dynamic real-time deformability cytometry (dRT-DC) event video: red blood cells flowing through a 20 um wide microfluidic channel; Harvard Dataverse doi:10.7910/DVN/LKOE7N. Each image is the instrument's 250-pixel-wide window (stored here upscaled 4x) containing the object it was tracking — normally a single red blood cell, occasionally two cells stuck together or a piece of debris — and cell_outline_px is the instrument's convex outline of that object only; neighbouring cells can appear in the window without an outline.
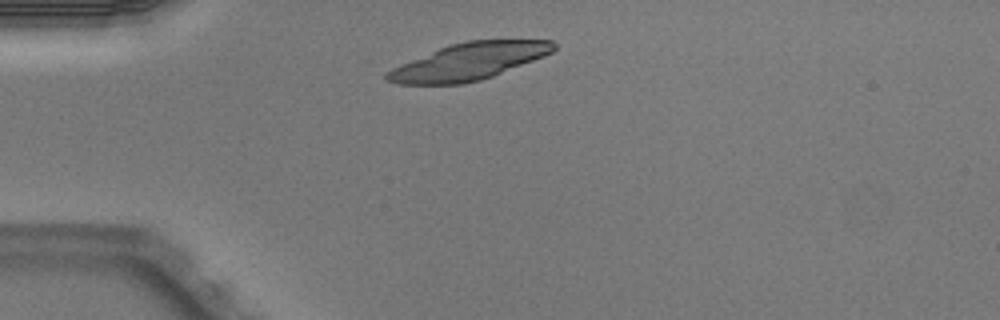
{"species": "Egyptian fruit bat (a non-hibernating species)", "species_latin": "Rousettus aegyptiacus", "temperature_condition": "warm", "stored_images_in_passage": 5, "segment_of_instrument_passage": [2, 2], "camera_frame_rate_fps": 3000, "um_per_image_px": 0.085, "animal": {"sex": "male"}, "frame": {"image": 1, "passage_image": 5, "time_ms": 1.333, "image_size_px": [1000, 320], "cell_outline_px": [[556, 48], [552, 52], [544, 56], [492, 76], [480, 80], [464, 84], [396, 84], [384, 80], [384, 76], [392, 68], [448, 44], [468, 40], [552, 40], [556, 44]], "centroid_in_image_um": [39.83, 5.23], "position_along_channel_um": 45.2, "area_um2": 35.6}}